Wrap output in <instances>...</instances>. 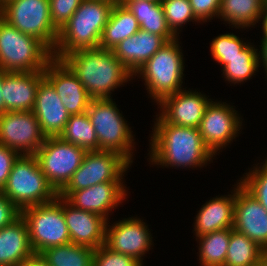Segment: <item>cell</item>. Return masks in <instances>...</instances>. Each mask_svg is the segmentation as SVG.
<instances>
[{
	"label": "cell",
	"instance_id": "obj_1",
	"mask_svg": "<svg viewBox=\"0 0 267 266\" xmlns=\"http://www.w3.org/2000/svg\"><path fill=\"white\" fill-rule=\"evenodd\" d=\"M150 142V162L170 167H204L215 156L204 144L198 128L167 123L156 115Z\"/></svg>",
	"mask_w": 267,
	"mask_h": 266
},
{
	"label": "cell",
	"instance_id": "obj_2",
	"mask_svg": "<svg viewBox=\"0 0 267 266\" xmlns=\"http://www.w3.org/2000/svg\"><path fill=\"white\" fill-rule=\"evenodd\" d=\"M61 60L79 78L92 99L112 98L111 91L133 78L112 50L79 49Z\"/></svg>",
	"mask_w": 267,
	"mask_h": 266
},
{
	"label": "cell",
	"instance_id": "obj_3",
	"mask_svg": "<svg viewBox=\"0 0 267 266\" xmlns=\"http://www.w3.org/2000/svg\"><path fill=\"white\" fill-rule=\"evenodd\" d=\"M113 5L105 0H82L58 32L53 58L61 60L79 49L98 48Z\"/></svg>",
	"mask_w": 267,
	"mask_h": 266
},
{
	"label": "cell",
	"instance_id": "obj_4",
	"mask_svg": "<svg viewBox=\"0 0 267 266\" xmlns=\"http://www.w3.org/2000/svg\"><path fill=\"white\" fill-rule=\"evenodd\" d=\"M52 51L39 39L20 32L0 16V69L44 72Z\"/></svg>",
	"mask_w": 267,
	"mask_h": 266
},
{
	"label": "cell",
	"instance_id": "obj_5",
	"mask_svg": "<svg viewBox=\"0 0 267 266\" xmlns=\"http://www.w3.org/2000/svg\"><path fill=\"white\" fill-rule=\"evenodd\" d=\"M20 211L53 201L58 193L46 180L35 155H20L0 191Z\"/></svg>",
	"mask_w": 267,
	"mask_h": 266
},
{
	"label": "cell",
	"instance_id": "obj_6",
	"mask_svg": "<svg viewBox=\"0 0 267 266\" xmlns=\"http://www.w3.org/2000/svg\"><path fill=\"white\" fill-rule=\"evenodd\" d=\"M178 37L166 42L133 75H141L146 90L158 104L164 97L182 90L184 60ZM144 77V78H143Z\"/></svg>",
	"mask_w": 267,
	"mask_h": 266
},
{
	"label": "cell",
	"instance_id": "obj_7",
	"mask_svg": "<svg viewBox=\"0 0 267 266\" xmlns=\"http://www.w3.org/2000/svg\"><path fill=\"white\" fill-rule=\"evenodd\" d=\"M112 100L92 99L86 113L98 138V150L117 152L132 163L133 131Z\"/></svg>",
	"mask_w": 267,
	"mask_h": 266
},
{
	"label": "cell",
	"instance_id": "obj_8",
	"mask_svg": "<svg viewBox=\"0 0 267 266\" xmlns=\"http://www.w3.org/2000/svg\"><path fill=\"white\" fill-rule=\"evenodd\" d=\"M21 216L27 223L34 253L71 242L63 214V197L58 195L51 202L25 208Z\"/></svg>",
	"mask_w": 267,
	"mask_h": 266
},
{
	"label": "cell",
	"instance_id": "obj_9",
	"mask_svg": "<svg viewBox=\"0 0 267 266\" xmlns=\"http://www.w3.org/2000/svg\"><path fill=\"white\" fill-rule=\"evenodd\" d=\"M0 16L54 51L59 31L52 24L49 0H10L0 7Z\"/></svg>",
	"mask_w": 267,
	"mask_h": 266
},
{
	"label": "cell",
	"instance_id": "obj_10",
	"mask_svg": "<svg viewBox=\"0 0 267 266\" xmlns=\"http://www.w3.org/2000/svg\"><path fill=\"white\" fill-rule=\"evenodd\" d=\"M86 150L58 137H47L35 156L49 184L59 193L80 167Z\"/></svg>",
	"mask_w": 267,
	"mask_h": 266
},
{
	"label": "cell",
	"instance_id": "obj_11",
	"mask_svg": "<svg viewBox=\"0 0 267 266\" xmlns=\"http://www.w3.org/2000/svg\"><path fill=\"white\" fill-rule=\"evenodd\" d=\"M129 166L131 163L117 152L87 151L82 164L60 192H74L103 182H122Z\"/></svg>",
	"mask_w": 267,
	"mask_h": 266
},
{
	"label": "cell",
	"instance_id": "obj_12",
	"mask_svg": "<svg viewBox=\"0 0 267 266\" xmlns=\"http://www.w3.org/2000/svg\"><path fill=\"white\" fill-rule=\"evenodd\" d=\"M45 138L33 111H7L0 116V145L19 155H35Z\"/></svg>",
	"mask_w": 267,
	"mask_h": 266
},
{
	"label": "cell",
	"instance_id": "obj_13",
	"mask_svg": "<svg viewBox=\"0 0 267 266\" xmlns=\"http://www.w3.org/2000/svg\"><path fill=\"white\" fill-rule=\"evenodd\" d=\"M237 112L220 101H211L206 108L198 129L204 144L214 155L238 136L243 122Z\"/></svg>",
	"mask_w": 267,
	"mask_h": 266
},
{
	"label": "cell",
	"instance_id": "obj_14",
	"mask_svg": "<svg viewBox=\"0 0 267 266\" xmlns=\"http://www.w3.org/2000/svg\"><path fill=\"white\" fill-rule=\"evenodd\" d=\"M135 218H125L112 226L107 221L105 245L115 252L133 257L143 265L142 257L153 245V237L146 223Z\"/></svg>",
	"mask_w": 267,
	"mask_h": 266
},
{
	"label": "cell",
	"instance_id": "obj_15",
	"mask_svg": "<svg viewBox=\"0 0 267 266\" xmlns=\"http://www.w3.org/2000/svg\"><path fill=\"white\" fill-rule=\"evenodd\" d=\"M233 229L267 252V210L241 184H236Z\"/></svg>",
	"mask_w": 267,
	"mask_h": 266
},
{
	"label": "cell",
	"instance_id": "obj_16",
	"mask_svg": "<svg viewBox=\"0 0 267 266\" xmlns=\"http://www.w3.org/2000/svg\"><path fill=\"white\" fill-rule=\"evenodd\" d=\"M124 182H103L74 192H59L71 205L98 214L108 221L109 213L127 196Z\"/></svg>",
	"mask_w": 267,
	"mask_h": 266
},
{
	"label": "cell",
	"instance_id": "obj_17",
	"mask_svg": "<svg viewBox=\"0 0 267 266\" xmlns=\"http://www.w3.org/2000/svg\"><path fill=\"white\" fill-rule=\"evenodd\" d=\"M211 99L201 92L180 90L164 97L159 114L167 123L178 126L198 128Z\"/></svg>",
	"mask_w": 267,
	"mask_h": 266
},
{
	"label": "cell",
	"instance_id": "obj_18",
	"mask_svg": "<svg viewBox=\"0 0 267 266\" xmlns=\"http://www.w3.org/2000/svg\"><path fill=\"white\" fill-rule=\"evenodd\" d=\"M43 73L55 88L69 115L82 114L87 111L92 98L79 78L62 60L53 58Z\"/></svg>",
	"mask_w": 267,
	"mask_h": 266
},
{
	"label": "cell",
	"instance_id": "obj_19",
	"mask_svg": "<svg viewBox=\"0 0 267 266\" xmlns=\"http://www.w3.org/2000/svg\"><path fill=\"white\" fill-rule=\"evenodd\" d=\"M63 214L71 242L97 249L105 244L107 220L102 216L81 210L63 198Z\"/></svg>",
	"mask_w": 267,
	"mask_h": 266
},
{
	"label": "cell",
	"instance_id": "obj_20",
	"mask_svg": "<svg viewBox=\"0 0 267 266\" xmlns=\"http://www.w3.org/2000/svg\"><path fill=\"white\" fill-rule=\"evenodd\" d=\"M32 111L46 138L58 137L70 117L55 88L45 77L38 85Z\"/></svg>",
	"mask_w": 267,
	"mask_h": 266
},
{
	"label": "cell",
	"instance_id": "obj_21",
	"mask_svg": "<svg viewBox=\"0 0 267 266\" xmlns=\"http://www.w3.org/2000/svg\"><path fill=\"white\" fill-rule=\"evenodd\" d=\"M43 72L4 71L2 96L6 111H32Z\"/></svg>",
	"mask_w": 267,
	"mask_h": 266
},
{
	"label": "cell",
	"instance_id": "obj_22",
	"mask_svg": "<svg viewBox=\"0 0 267 266\" xmlns=\"http://www.w3.org/2000/svg\"><path fill=\"white\" fill-rule=\"evenodd\" d=\"M166 42L162 36L140 29L122 40L112 51L134 75Z\"/></svg>",
	"mask_w": 267,
	"mask_h": 266
},
{
	"label": "cell",
	"instance_id": "obj_23",
	"mask_svg": "<svg viewBox=\"0 0 267 266\" xmlns=\"http://www.w3.org/2000/svg\"><path fill=\"white\" fill-rule=\"evenodd\" d=\"M33 254L28 226L21 215L0 229V266H20Z\"/></svg>",
	"mask_w": 267,
	"mask_h": 266
},
{
	"label": "cell",
	"instance_id": "obj_24",
	"mask_svg": "<svg viewBox=\"0 0 267 266\" xmlns=\"http://www.w3.org/2000/svg\"><path fill=\"white\" fill-rule=\"evenodd\" d=\"M233 191L228 196L219 197L218 195V197L216 196V198L210 199L209 202L202 205L194 224L196 237L214 231L233 228L236 188Z\"/></svg>",
	"mask_w": 267,
	"mask_h": 266
},
{
	"label": "cell",
	"instance_id": "obj_25",
	"mask_svg": "<svg viewBox=\"0 0 267 266\" xmlns=\"http://www.w3.org/2000/svg\"><path fill=\"white\" fill-rule=\"evenodd\" d=\"M140 30L134 15L120 2L113 5L107 24L104 27L99 47L112 50L122 40Z\"/></svg>",
	"mask_w": 267,
	"mask_h": 266
},
{
	"label": "cell",
	"instance_id": "obj_26",
	"mask_svg": "<svg viewBox=\"0 0 267 266\" xmlns=\"http://www.w3.org/2000/svg\"><path fill=\"white\" fill-rule=\"evenodd\" d=\"M134 15L140 29L162 36L167 42L176 36L169 29L161 3L150 1H121Z\"/></svg>",
	"mask_w": 267,
	"mask_h": 266
},
{
	"label": "cell",
	"instance_id": "obj_27",
	"mask_svg": "<svg viewBox=\"0 0 267 266\" xmlns=\"http://www.w3.org/2000/svg\"><path fill=\"white\" fill-rule=\"evenodd\" d=\"M265 4L263 0H220L218 18L236 29L253 27L259 22Z\"/></svg>",
	"mask_w": 267,
	"mask_h": 266
},
{
	"label": "cell",
	"instance_id": "obj_28",
	"mask_svg": "<svg viewBox=\"0 0 267 266\" xmlns=\"http://www.w3.org/2000/svg\"><path fill=\"white\" fill-rule=\"evenodd\" d=\"M267 258V252L252 239L231 228L224 266H258Z\"/></svg>",
	"mask_w": 267,
	"mask_h": 266
},
{
	"label": "cell",
	"instance_id": "obj_29",
	"mask_svg": "<svg viewBox=\"0 0 267 266\" xmlns=\"http://www.w3.org/2000/svg\"><path fill=\"white\" fill-rule=\"evenodd\" d=\"M40 254L49 266H95L94 249L72 242L47 248Z\"/></svg>",
	"mask_w": 267,
	"mask_h": 266
},
{
	"label": "cell",
	"instance_id": "obj_30",
	"mask_svg": "<svg viewBox=\"0 0 267 266\" xmlns=\"http://www.w3.org/2000/svg\"><path fill=\"white\" fill-rule=\"evenodd\" d=\"M230 235L231 228H227L196 237L201 266H224Z\"/></svg>",
	"mask_w": 267,
	"mask_h": 266
},
{
	"label": "cell",
	"instance_id": "obj_31",
	"mask_svg": "<svg viewBox=\"0 0 267 266\" xmlns=\"http://www.w3.org/2000/svg\"><path fill=\"white\" fill-rule=\"evenodd\" d=\"M59 137L86 151L98 150V138L86 112L70 115Z\"/></svg>",
	"mask_w": 267,
	"mask_h": 266
},
{
	"label": "cell",
	"instance_id": "obj_32",
	"mask_svg": "<svg viewBox=\"0 0 267 266\" xmlns=\"http://www.w3.org/2000/svg\"><path fill=\"white\" fill-rule=\"evenodd\" d=\"M260 65L259 52L248 44L237 56L228 59L222 67L223 75L229 83L239 84L250 79L258 71Z\"/></svg>",
	"mask_w": 267,
	"mask_h": 266
},
{
	"label": "cell",
	"instance_id": "obj_33",
	"mask_svg": "<svg viewBox=\"0 0 267 266\" xmlns=\"http://www.w3.org/2000/svg\"><path fill=\"white\" fill-rule=\"evenodd\" d=\"M162 7L166 18V23L171 32L178 37L180 27L189 21H196L189 0H162Z\"/></svg>",
	"mask_w": 267,
	"mask_h": 266
},
{
	"label": "cell",
	"instance_id": "obj_34",
	"mask_svg": "<svg viewBox=\"0 0 267 266\" xmlns=\"http://www.w3.org/2000/svg\"><path fill=\"white\" fill-rule=\"evenodd\" d=\"M249 44L239 39L233 33H226L215 37L211 44V55L222 67L228 63V59L239 55V53Z\"/></svg>",
	"mask_w": 267,
	"mask_h": 266
},
{
	"label": "cell",
	"instance_id": "obj_35",
	"mask_svg": "<svg viewBox=\"0 0 267 266\" xmlns=\"http://www.w3.org/2000/svg\"><path fill=\"white\" fill-rule=\"evenodd\" d=\"M253 166V170L241 177L240 184L267 210V163ZM243 178V179H242Z\"/></svg>",
	"mask_w": 267,
	"mask_h": 266
},
{
	"label": "cell",
	"instance_id": "obj_36",
	"mask_svg": "<svg viewBox=\"0 0 267 266\" xmlns=\"http://www.w3.org/2000/svg\"><path fill=\"white\" fill-rule=\"evenodd\" d=\"M93 262L95 266H143L133 257L115 252L105 244L94 249Z\"/></svg>",
	"mask_w": 267,
	"mask_h": 266
},
{
	"label": "cell",
	"instance_id": "obj_37",
	"mask_svg": "<svg viewBox=\"0 0 267 266\" xmlns=\"http://www.w3.org/2000/svg\"><path fill=\"white\" fill-rule=\"evenodd\" d=\"M82 0H49L53 26L60 31L71 18Z\"/></svg>",
	"mask_w": 267,
	"mask_h": 266
},
{
	"label": "cell",
	"instance_id": "obj_38",
	"mask_svg": "<svg viewBox=\"0 0 267 266\" xmlns=\"http://www.w3.org/2000/svg\"><path fill=\"white\" fill-rule=\"evenodd\" d=\"M193 14L198 21L207 22L218 17L220 0H189Z\"/></svg>",
	"mask_w": 267,
	"mask_h": 266
},
{
	"label": "cell",
	"instance_id": "obj_39",
	"mask_svg": "<svg viewBox=\"0 0 267 266\" xmlns=\"http://www.w3.org/2000/svg\"><path fill=\"white\" fill-rule=\"evenodd\" d=\"M20 155L11 148L0 145V191L5 186L13 163Z\"/></svg>",
	"mask_w": 267,
	"mask_h": 266
},
{
	"label": "cell",
	"instance_id": "obj_40",
	"mask_svg": "<svg viewBox=\"0 0 267 266\" xmlns=\"http://www.w3.org/2000/svg\"><path fill=\"white\" fill-rule=\"evenodd\" d=\"M21 215V211L0 192V229L11 224Z\"/></svg>",
	"mask_w": 267,
	"mask_h": 266
},
{
	"label": "cell",
	"instance_id": "obj_41",
	"mask_svg": "<svg viewBox=\"0 0 267 266\" xmlns=\"http://www.w3.org/2000/svg\"><path fill=\"white\" fill-rule=\"evenodd\" d=\"M20 266H49L41 254L34 253L26 259Z\"/></svg>",
	"mask_w": 267,
	"mask_h": 266
},
{
	"label": "cell",
	"instance_id": "obj_42",
	"mask_svg": "<svg viewBox=\"0 0 267 266\" xmlns=\"http://www.w3.org/2000/svg\"><path fill=\"white\" fill-rule=\"evenodd\" d=\"M260 47L262 48H260L261 51H259V59H261L260 63L263 62L261 66L265 68V72L267 75V38L261 39Z\"/></svg>",
	"mask_w": 267,
	"mask_h": 266
},
{
	"label": "cell",
	"instance_id": "obj_43",
	"mask_svg": "<svg viewBox=\"0 0 267 266\" xmlns=\"http://www.w3.org/2000/svg\"><path fill=\"white\" fill-rule=\"evenodd\" d=\"M261 21L262 19V30H263V38L262 39H265L267 38V3L265 4V6L263 7L262 9V12H261V15H260V18H259Z\"/></svg>",
	"mask_w": 267,
	"mask_h": 266
},
{
	"label": "cell",
	"instance_id": "obj_44",
	"mask_svg": "<svg viewBox=\"0 0 267 266\" xmlns=\"http://www.w3.org/2000/svg\"><path fill=\"white\" fill-rule=\"evenodd\" d=\"M4 71L0 69V116L7 112L5 110L3 96H2V85H3Z\"/></svg>",
	"mask_w": 267,
	"mask_h": 266
},
{
	"label": "cell",
	"instance_id": "obj_45",
	"mask_svg": "<svg viewBox=\"0 0 267 266\" xmlns=\"http://www.w3.org/2000/svg\"><path fill=\"white\" fill-rule=\"evenodd\" d=\"M122 1H150L153 3H161L162 0H122Z\"/></svg>",
	"mask_w": 267,
	"mask_h": 266
},
{
	"label": "cell",
	"instance_id": "obj_46",
	"mask_svg": "<svg viewBox=\"0 0 267 266\" xmlns=\"http://www.w3.org/2000/svg\"><path fill=\"white\" fill-rule=\"evenodd\" d=\"M105 1H109V2H112L113 4H116V3H120L122 0H105Z\"/></svg>",
	"mask_w": 267,
	"mask_h": 266
},
{
	"label": "cell",
	"instance_id": "obj_47",
	"mask_svg": "<svg viewBox=\"0 0 267 266\" xmlns=\"http://www.w3.org/2000/svg\"><path fill=\"white\" fill-rule=\"evenodd\" d=\"M258 266H267V258L262 263H260Z\"/></svg>",
	"mask_w": 267,
	"mask_h": 266
},
{
	"label": "cell",
	"instance_id": "obj_48",
	"mask_svg": "<svg viewBox=\"0 0 267 266\" xmlns=\"http://www.w3.org/2000/svg\"><path fill=\"white\" fill-rule=\"evenodd\" d=\"M8 1H10V0H0V7H1L3 4H5L6 2H8Z\"/></svg>",
	"mask_w": 267,
	"mask_h": 266
}]
</instances>
